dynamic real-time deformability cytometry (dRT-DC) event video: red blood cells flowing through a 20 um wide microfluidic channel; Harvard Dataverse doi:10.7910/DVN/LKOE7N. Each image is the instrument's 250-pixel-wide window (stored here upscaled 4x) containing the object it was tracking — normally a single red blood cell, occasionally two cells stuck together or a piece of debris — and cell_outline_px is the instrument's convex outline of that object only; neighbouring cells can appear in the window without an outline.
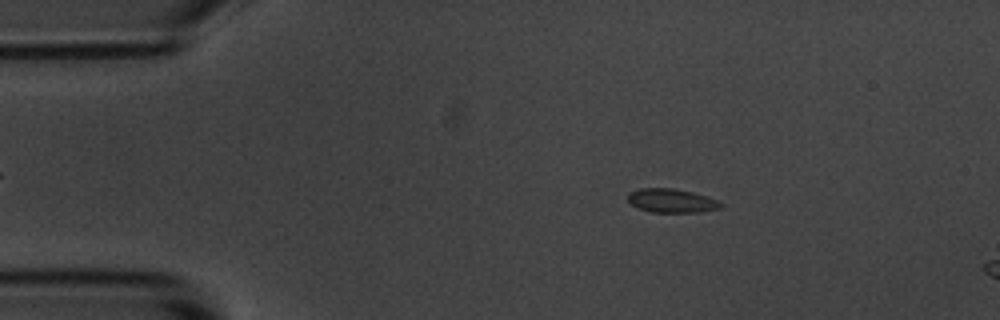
{"species": "common noctule bat (a hibernating species)", "species_latin": "Nyctalus noctula", "temperature_condition": "room temperature", "stored_images_in_passage": 4, "camera_frame_rate_fps": 3000, "um_per_image_px": 0.085, "animal": {"sex": "male", "body_mass_g": 20.1, "forearm_length_mm": 53.5}, "frame": {"image": 1, "passage_image": 2, "time_ms": 1.333, "image_size_px": [1000, 320], "cell_outline_px": [[724, 204], [720, 208], [700, 212], [652, 212], [640, 208], [632, 204], [628, 200], [628, 192], [640, 188], [676, 188], [692, 192], [716, 200]], "centroid_in_image_um": [57.07, 17.05], "position_along_channel_um": 27.9, "area_um2": 12.77}}